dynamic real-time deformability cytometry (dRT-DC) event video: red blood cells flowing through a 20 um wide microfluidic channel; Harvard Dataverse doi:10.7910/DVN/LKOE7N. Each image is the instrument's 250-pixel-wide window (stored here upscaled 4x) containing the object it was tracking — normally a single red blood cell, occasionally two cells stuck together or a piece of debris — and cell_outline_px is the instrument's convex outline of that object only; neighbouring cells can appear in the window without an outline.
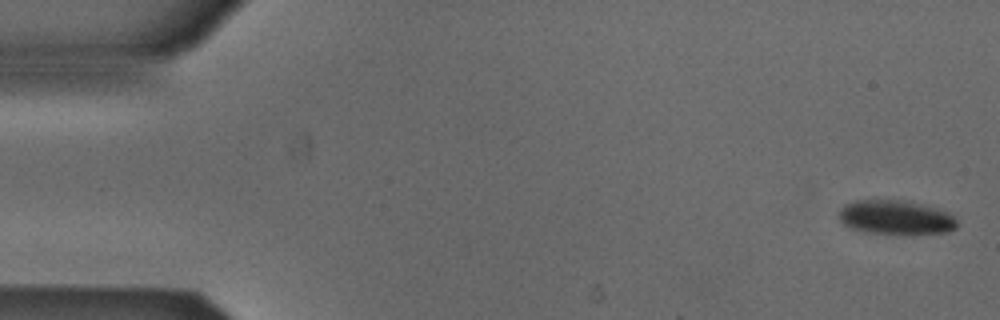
{"species": "Egyptian fruit bat (a non-hibernating species)", "species_latin": "Rousettus aegyptiacus", "temperature_condition": "cold", "stored_images_in_passage": 5, "camera_frame_rate_fps": 3000, "um_per_image_px": 0.085, "animal": {"sex": "male"}, "frame": {"image": 1, "passage_image": 1, "time_ms": 0.0, "image_size_px": [1000, 320], "cell_outline_px": [[956, 228], [944, 232], [872, 232], [852, 228], [844, 224], [840, 220], [840, 208], [844, 204], [856, 200], [904, 200], [920, 204], [948, 212], [956, 220]], "centroid_in_image_um": [76.1, 18.43], "position_along_channel_um": 8.9, "area_um2": 22.6}}
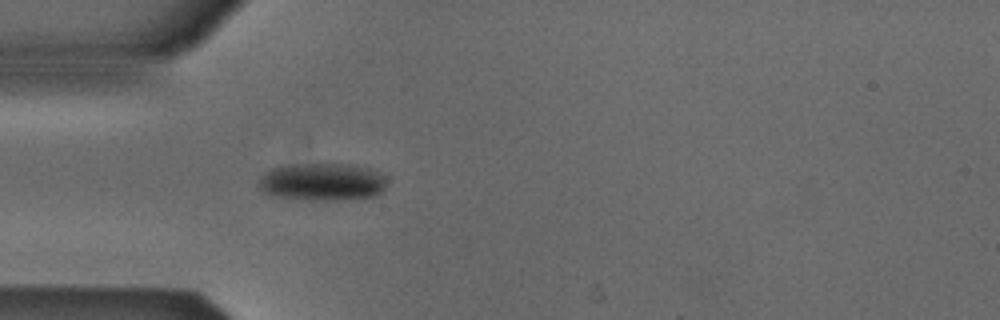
{"frame": {"image": 2, "passage_image": 5, "time_ms": 1.333, "image_size_px": [1000, 320], "cell_outline_px": [[384, 188], [376, 196], [352, 200], [300, 200], [272, 196], [260, 192], [256, 184], [260, 176], [272, 168], [292, 164], [352, 164], [368, 168], [384, 176]], "centroid_in_image_um": [27.31, 15.48], "position_along_channel_um": 57.7, "area_um2": 28.61}}